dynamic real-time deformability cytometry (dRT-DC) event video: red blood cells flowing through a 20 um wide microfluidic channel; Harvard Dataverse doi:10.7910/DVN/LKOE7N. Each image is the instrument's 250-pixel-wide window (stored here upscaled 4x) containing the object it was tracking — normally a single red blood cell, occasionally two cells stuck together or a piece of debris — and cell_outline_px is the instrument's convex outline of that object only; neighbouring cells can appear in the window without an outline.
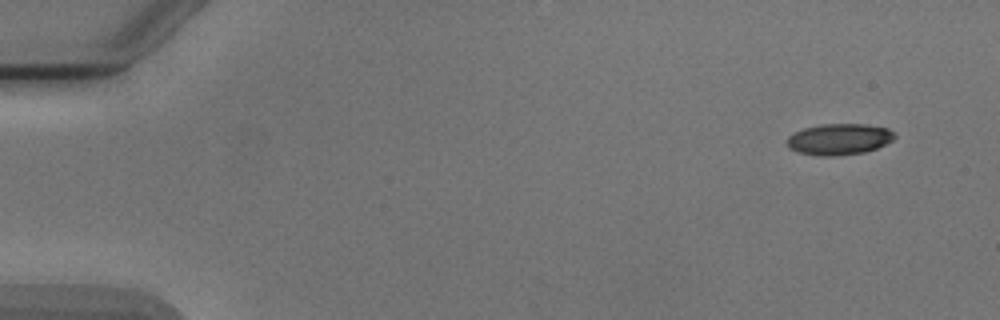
{"species": "Egyptian fruit bat (a non-hibernating species)", "species_latin": "Rousettus aegyptiacus", "temperature_condition": "cold", "stored_images_in_passage": 6, "camera_frame_rate_fps": 3000, "um_per_image_px": 0.085, "animal": {"sex": "male"}, "frame": {"image": 1, "passage_image": 1, "time_ms": 0.0, "image_size_px": [1000, 320], "cell_outline_px": [[896, 136], [892, 140], [876, 148], [864, 152], [836, 156], [820, 156], [800, 152], [788, 148], [784, 140], [788, 136], [804, 128], [820, 124], [864, 124], [888, 128]], "centroid_in_image_um": [71.28, 11.83], "position_along_channel_um": 13.7, "area_um2": 19.54}}
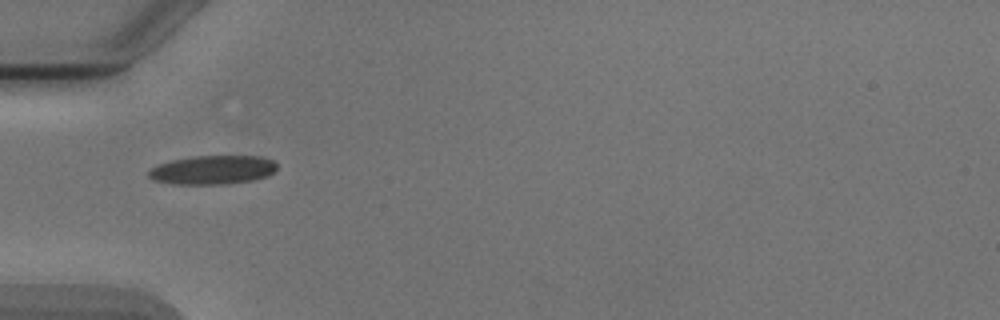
{"frame": {"image": 2, "passage_image": 5, "time_ms": 4.667, "image_size_px": [1000, 320], "cell_outline_px": [[276, 168], [268, 176], [252, 180], [224, 184], [172, 184], [152, 180], [148, 176], [148, 172], [152, 168], [160, 164], [172, 160], [196, 156], [260, 156], [272, 160], [276, 164]], "centroid_in_image_um": [18.06, 14.44], "position_along_channel_um": 66.9, "area_um2": 21.44}}
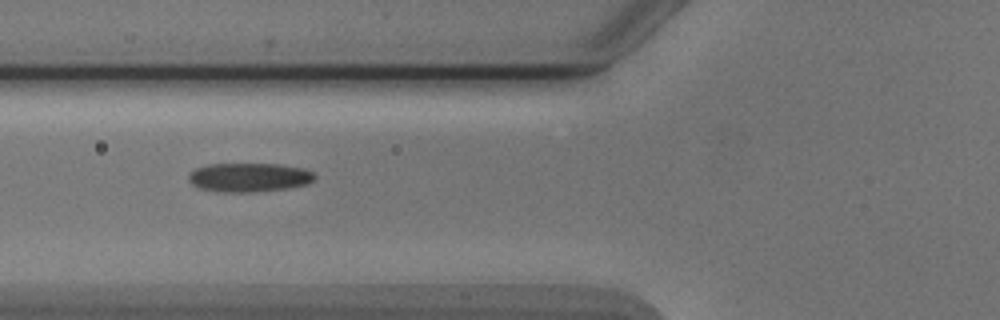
{"frame": {"image": 3, "passage_image": 6, "time_ms": 5.667, "image_size_px": [1000, 320], "cell_outline_px": [[316, 176], [308, 184], [288, 188], [248, 192], [224, 192], [200, 188], [192, 184], [188, 180], [188, 176], [196, 168], [208, 164], [280, 164], [304, 168], [312, 172]], "centroid_in_image_um": [21.18, 15.07], "position_along_channel_um": 104.6, "area_um2": 21.15}}